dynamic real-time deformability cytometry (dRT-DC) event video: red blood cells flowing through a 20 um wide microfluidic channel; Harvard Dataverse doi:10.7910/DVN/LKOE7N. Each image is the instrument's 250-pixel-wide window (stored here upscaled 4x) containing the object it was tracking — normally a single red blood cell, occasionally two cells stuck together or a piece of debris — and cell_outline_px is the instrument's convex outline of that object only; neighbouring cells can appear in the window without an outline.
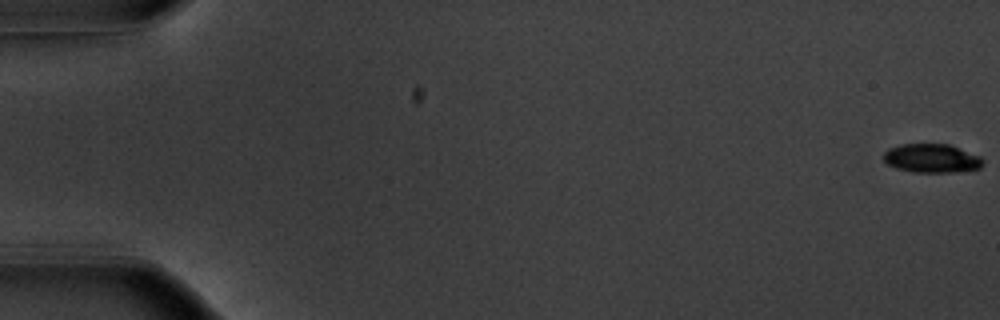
{"species": "common noctule bat (a hibernating species)", "species_latin": "Nyctalus noctula", "temperature_condition": "warm", "stored_images_in_passage": 55, "camera_frame_rate_fps": 3000, "um_per_image_px": 0.085, "animal": {"sex": "male", "body_mass_g": 20.1, "forearm_length_mm": 53.5}, "frame": {"image": 1, "passage_image": 1, "time_ms": 0.0, "image_size_px": [1000, 320], "cell_outline_px": [[984, 164], [980, 168], [952, 172], [912, 172], [896, 168], [888, 164], [884, 160], [884, 152], [888, 148], [900, 144], [948, 144], [980, 156], [984, 160]], "centroid_in_image_um": [79.19, 13.45], "position_along_channel_um": 5.8, "area_um2": 16.65}}
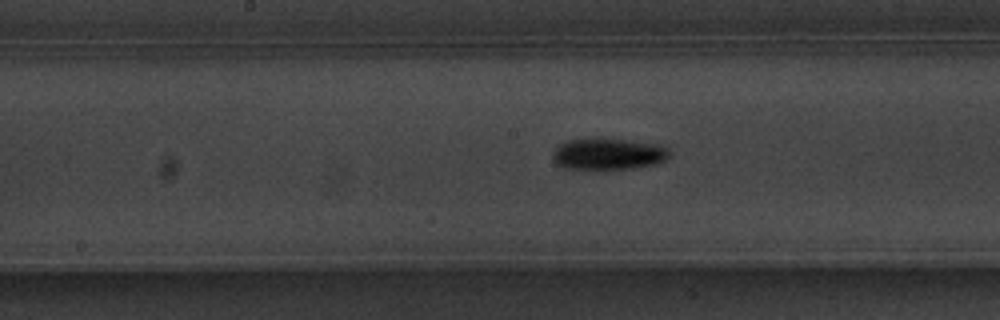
{"frame": {"image": 2, "passage_image": 29, "time_ms": 9.333, "image_size_px": [1000, 320], "cell_outline_px": [[668, 156], [664, 160], [656, 164], [632, 168], [596, 172], [560, 168], [552, 160], [552, 152], [560, 144], [568, 140], [624, 140], [656, 144], [668, 148]], "centroid_in_image_um": [51.61, 13.17], "position_along_channel_um": 196.6, "area_um2": 21.73}}
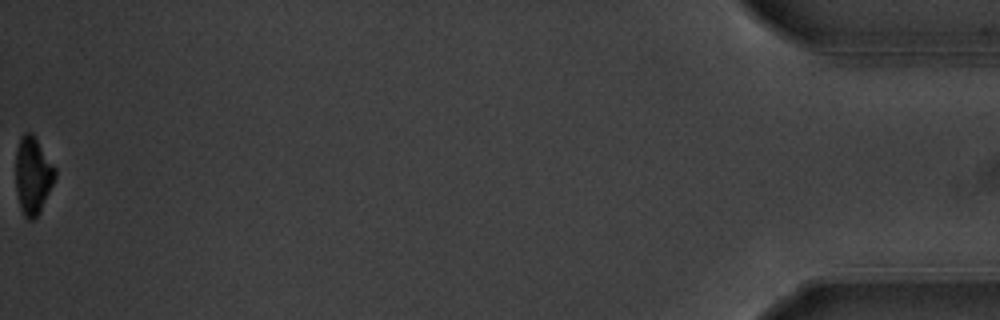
{"frame": {"image": 3, "passage_image": 55, "time_ms": 18.0, "image_size_px": [1000, 320], "cell_outline_px": [[56, 176], [40, 212], [32, 220], [28, 220], [24, 216], [20, 208], [16, 188], [16, 152], [20, 136], [24, 132], [32, 132], [56, 168]], "centroid_in_image_um": [2.79, 14.9], "position_along_channel_um": 432.4, "area_um2": 17.74}, "authors_computed_cell_mechanics": {"area_um2": 19.4786, "velocity_mm_per_s": 3.8243, "shape_relaxation_time_tau1_ms": 2.0903, "shape_relaxation_time_tau2_ms": null, "deformation_change_tau1": 0.1338, "deformation_change_tau2": null}}